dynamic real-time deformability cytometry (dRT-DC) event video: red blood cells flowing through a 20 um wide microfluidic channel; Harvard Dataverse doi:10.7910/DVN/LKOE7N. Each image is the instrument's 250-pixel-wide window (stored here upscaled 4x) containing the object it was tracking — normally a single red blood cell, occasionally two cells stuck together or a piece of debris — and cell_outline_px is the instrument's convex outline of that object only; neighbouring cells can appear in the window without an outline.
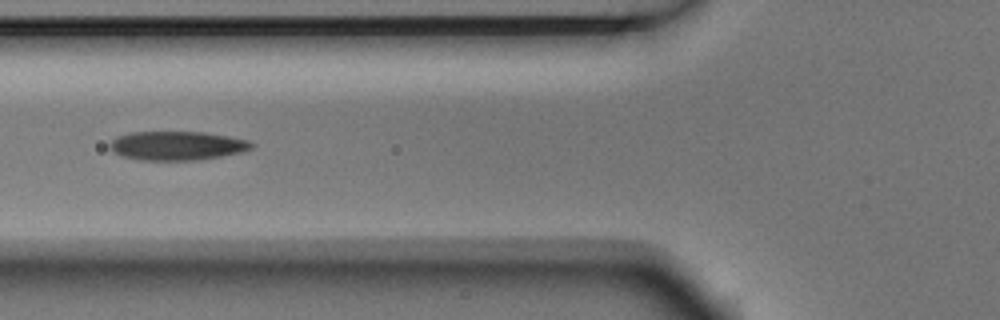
{"species": "Egyptian fruit bat (a non-hibernating species)", "species_latin": "Rousettus aegyptiacus", "temperature_condition": "room temperature", "stored_images_in_passage": 6, "camera_frame_rate_fps": 3000, "um_per_image_px": 0.085, "animal": {"sex": "male"}, "frame": {"image": 1, "passage_image": 3, "time_ms": 0.667, "image_size_px": [1000, 320], "cell_outline_px": [[256, 144], [252, 148], [240, 152], [220, 156], [196, 160], [136, 160], [120, 156], [112, 152], [108, 148], [108, 144], [116, 136], [132, 132], [204, 132], [228, 136], [248, 140]], "centroid_in_image_um": [14.98, 12.38], "position_along_channel_um": 110.8, "area_um2": 24.1}}
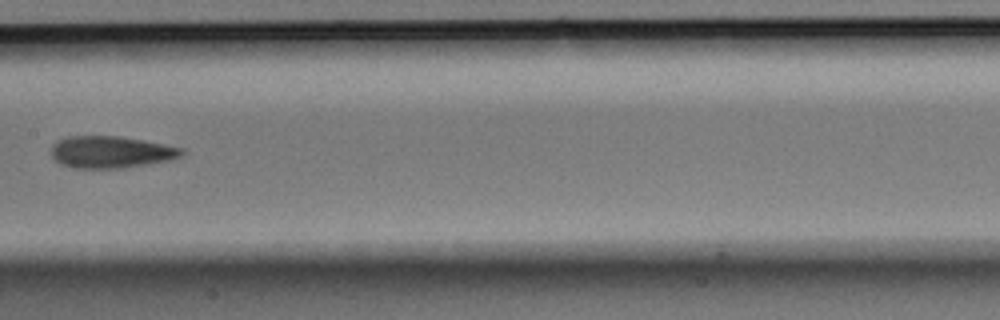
{"frame": {"image": 2, "passage_image": 5, "time_ms": 1.333, "image_size_px": [1000, 320], "cell_outline_px": [[184, 152], [180, 156], [168, 160], [120, 168], [76, 168], [60, 164], [52, 156], [52, 144], [68, 136], [116, 136], [144, 140], [184, 148]], "centroid_in_image_um": [9.41, 12.92], "position_along_channel_um": 198.0, "area_um2": 23.99}}
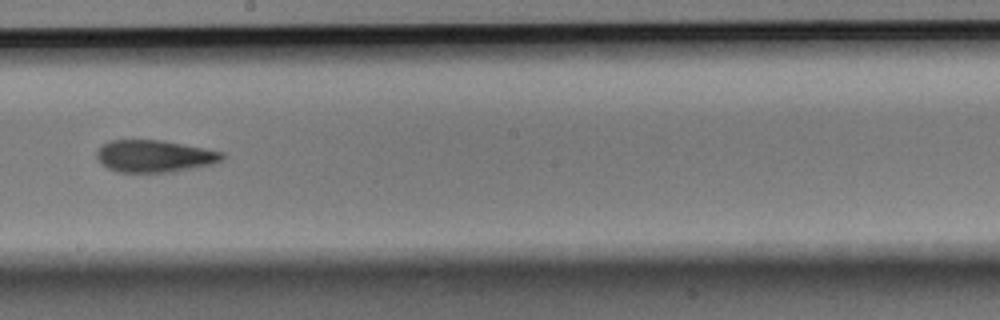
{"frame": {"image": 3, "passage_image": 6, "time_ms": 1.667, "image_size_px": [1000, 320], "cell_outline_px": [[224, 156], [220, 160], [212, 164], [172, 172], [116, 172], [100, 164], [96, 156], [96, 152], [108, 140], [164, 140], [224, 152]], "centroid_in_image_um": [13.1, 13.27], "position_along_channel_um": 235.1, "area_um2": 23.52}}